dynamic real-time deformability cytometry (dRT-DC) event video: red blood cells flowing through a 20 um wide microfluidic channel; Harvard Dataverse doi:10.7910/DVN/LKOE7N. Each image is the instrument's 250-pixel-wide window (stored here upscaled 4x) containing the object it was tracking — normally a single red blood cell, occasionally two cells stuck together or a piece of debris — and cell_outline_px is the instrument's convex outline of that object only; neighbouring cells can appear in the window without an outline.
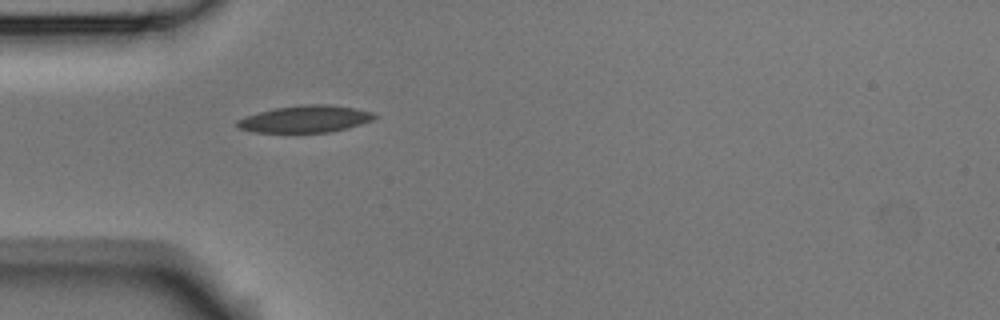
{"species": "Egyptian fruit bat (a non-hibernating species)", "species_latin": "Rousettus aegyptiacus", "temperature_condition": "room temperature", "stored_images_in_passage": 4, "camera_frame_rate_fps": 3000, "um_per_image_px": 0.085, "animal": {"sex": "male"}, "frame": {"image": 1, "passage_image": 4, "time_ms": 1.0, "image_size_px": [1000, 320], "cell_outline_px": [[380, 116], [372, 120], [348, 128], [332, 132], [252, 132], [240, 128], [236, 124], [236, 120], [260, 112], [276, 108], [300, 104], [328, 104], [352, 108], [372, 112]], "centroid_in_image_um": [25.98, 10.11], "position_along_channel_um": 59.0, "area_um2": 21.44}}